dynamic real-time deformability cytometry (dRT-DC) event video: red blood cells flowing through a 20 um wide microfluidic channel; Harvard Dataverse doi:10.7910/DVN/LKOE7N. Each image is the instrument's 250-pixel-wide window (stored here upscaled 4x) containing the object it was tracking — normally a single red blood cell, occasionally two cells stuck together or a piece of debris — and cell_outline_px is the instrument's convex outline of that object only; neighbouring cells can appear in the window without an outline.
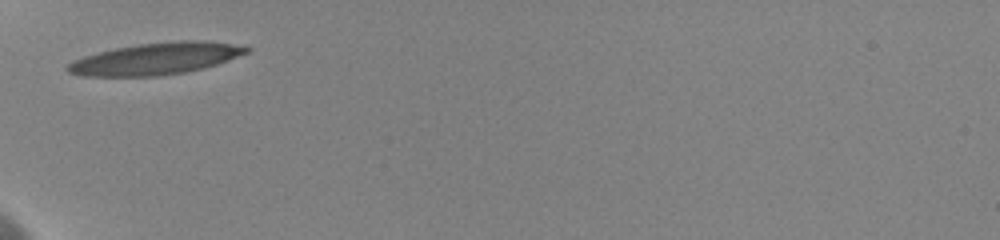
{"species": "human", "species_latin": "Homo sapiens", "temperature_condition": "cold", "stored_images_in_passage": 5, "camera_frame_rate_fps": 3000, "um_per_image_px": 0.085, "donor": {"sex": "female"}, "frame": {"image": 1, "passage_image": 1, "time_ms": 0.0, "image_size_px": [1000, 240], "cell_outline_px": [[252, 48], [248, 52], [228, 60], [204, 68], [184, 72], [156, 76], [80, 76], [68, 72], [64, 68], [72, 60], [84, 56], [116, 48], [140, 44], [176, 40], [204, 40], [244, 44]], "centroid_in_image_um": [13.29, 4.98], "position_along_channel_um": 71.7, "area_um2": 33.35}}